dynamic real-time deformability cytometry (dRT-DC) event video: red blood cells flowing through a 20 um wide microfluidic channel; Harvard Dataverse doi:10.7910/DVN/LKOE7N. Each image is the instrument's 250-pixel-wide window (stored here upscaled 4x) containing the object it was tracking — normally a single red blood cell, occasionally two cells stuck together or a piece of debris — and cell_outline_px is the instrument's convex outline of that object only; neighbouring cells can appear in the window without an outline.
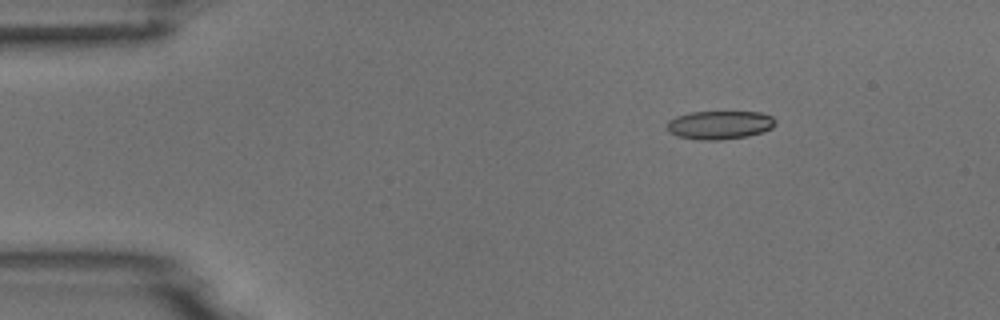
{"species": "common noctule bat (a hibernating species)", "species_latin": "Nyctalus noctula", "temperature_condition": "room temperature", "stored_images_in_passage": 4, "camera_frame_rate_fps": 3000, "um_per_image_px": 0.085, "animal": {"sex": "male", "body_mass_g": 18.8}, "frame": {"image": 1, "passage_image": 2, "time_ms": 2.0, "image_size_px": [1000, 320], "cell_outline_px": [[776, 124], [772, 128], [764, 132], [748, 136], [720, 140], [700, 140], [676, 136], [668, 132], [668, 120], [676, 116], [688, 112], [760, 112], [772, 116], [776, 120]], "centroid_in_image_um": [61.18, 10.62], "position_along_channel_um": 23.8, "area_um2": 18.21}}